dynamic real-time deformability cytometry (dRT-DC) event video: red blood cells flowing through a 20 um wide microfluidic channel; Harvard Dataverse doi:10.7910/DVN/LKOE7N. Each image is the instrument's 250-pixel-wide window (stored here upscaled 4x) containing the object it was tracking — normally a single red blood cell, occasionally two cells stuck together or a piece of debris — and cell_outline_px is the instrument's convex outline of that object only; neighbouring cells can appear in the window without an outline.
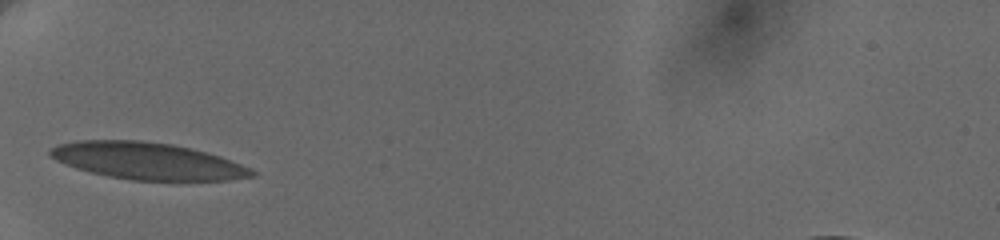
{"species": "human", "species_latin": "Homo sapiens", "temperature_condition": "cold", "stored_images_in_passage": 3, "camera_frame_rate_fps": 3000, "um_per_image_px": 0.085, "donor": {"sex": "female"}, "frame": {"image": 1, "passage_image": 1, "time_ms": 0.0, "image_size_px": [1000, 240], "cell_outline_px": [[256, 176], [228, 180], [132, 180], [108, 176], [76, 168], [56, 160], [48, 156], [48, 148], [60, 144], [80, 140], [140, 140], [172, 144], [192, 148], [220, 156], [240, 164], [256, 172]], "centroid_in_image_um": [12.5, 13.67], "position_along_channel_um": 72.5, "area_um2": 43.23}}
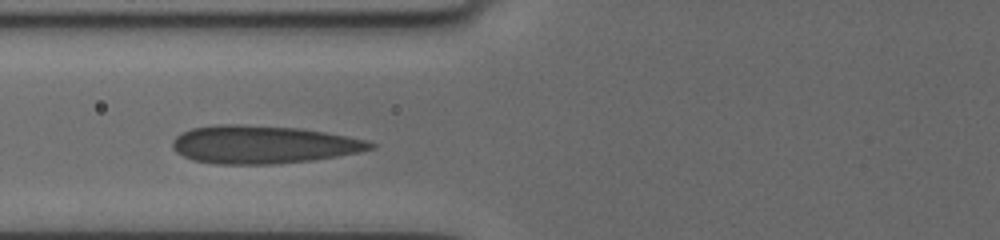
{"frame": {"image": 2, "passage_image": 2, "time_ms": 1.0, "image_size_px": [1000, 240], "cell_outline_px": [[376, 148], [360, 152], [312, 160], [276, 164], [216, 164], [192, 160], [176, 152], [172, 148], [172, 140], [176, 136], [192, 128], [216, 124], [244, 124], [300, 128], [324, 132], [368, 140], [376, 144]], "centroid_in_image_um": [22.36, 12.28], "position_along_channel_um": 103.4, "area_um2": 43.99}}